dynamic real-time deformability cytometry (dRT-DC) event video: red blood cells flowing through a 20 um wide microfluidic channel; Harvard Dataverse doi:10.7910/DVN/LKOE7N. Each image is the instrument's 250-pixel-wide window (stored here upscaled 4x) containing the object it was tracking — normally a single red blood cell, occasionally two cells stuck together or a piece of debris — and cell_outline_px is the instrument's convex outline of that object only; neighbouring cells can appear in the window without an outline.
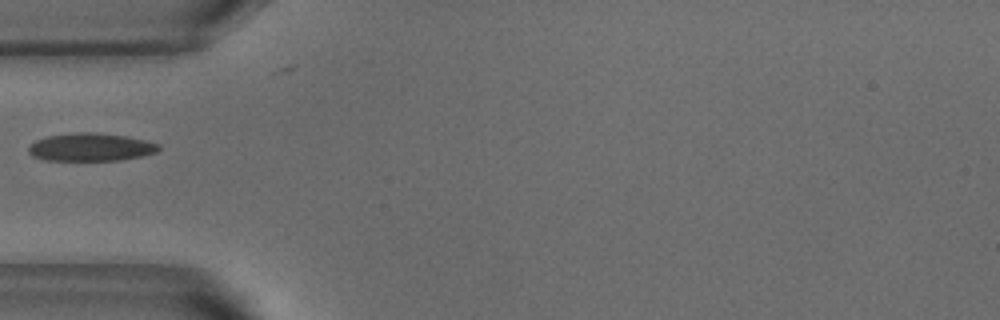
{"species": "common noctule bat (a hibernating species)", "species_latin": "Nyctalus noctula", "temperature_condition": "warm", "stored_images_in_passage": 35, "camera_frame_rate_fps": 3000, "um_per_image_px": 0.085, "animal": {"sex": "male", "body_mass_g": 18.8}, "frame": {"image": 1, "passage_image": 1, "time_ms": 0.0, "image_size_px": [1000, 320], "cell_outline_px": [[160, 148], [156, 152], [140, 156], [120, 160], [44, 160], [32, 156], [28, 152], [28, 144], [36, 140], [48, 136], [80, 132], [92, 132], [124, 136], [144, 140], [160, 144]], "centroid_in_image_um": [7.67, 12.51], "position_along_channel_um": 77.3, "area_um2": 21.04}}
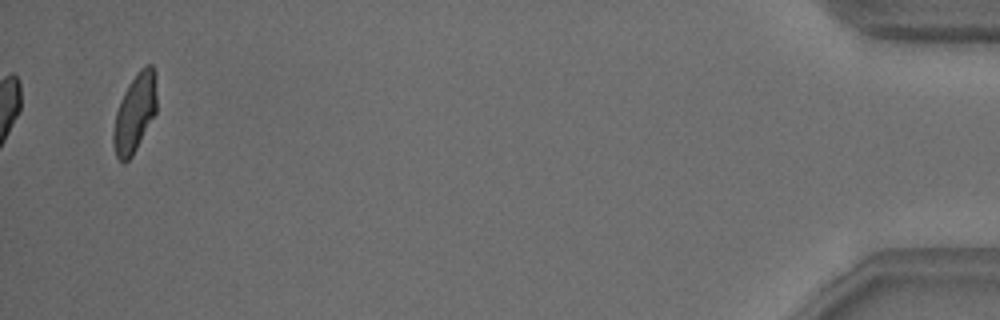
{"frame": {"image": 2, "passage_image": 35, "time_ms": 11.333, "image_size_px": [1000, 320], "cell_outline_px": [[156, 112], [132, 156], [124, 164], [116, 156], [112, 144], [112, 132], [116, 112], [120, 100], [128, 84], [136, 72], [144, 64], [152, 64], [156, 72]], "centroid_in_image_um": [11.45, 9.57], "position_along_channel_um": 423.7, "area_um2": 20.06}}